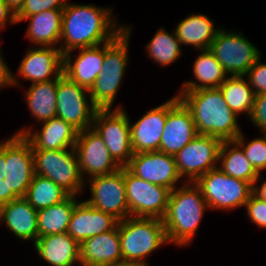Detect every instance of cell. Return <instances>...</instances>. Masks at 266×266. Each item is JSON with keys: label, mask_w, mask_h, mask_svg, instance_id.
Listing matches in <instances>:
<instances>
[{"label": "cell", "mask_w": 266, "mask_h": 266, "mask_svg": "<svg viewBox=\"0 0 266 266\" xmlns=\"http://www.w3.org/2000/svg\"><path fill=\"white\" fill-rule=\"evenodd\" d=\"M112 10L95 5L66 4L62 14L61 38L63 54L79 48L101 45L113 40L124 26L112 18Z\"/></svg>", "instance_id": "obj_1"}, {"label": "cell", "mask_w": 266, "mask_h": 266, "mask_svg": "<svg viewBox=\"0 0 266 266\" xmlns=\"http://www.w3.org/2000/svg\"><path fill=\"white\" fill-rule=\"evenodd\" d=\"M177 95L191 112L197 134L232 141L242 133L238 117L228 107L220 88L180 91Z\"/></svg>", "instance_id": "obj_2"}, {"label": "cell", "mask_w": 266, "mask_h": 266, "mask_svg": "<svg viewBox=\"0 0 266 266\" xmlns=\"http://www.w3.org/2000/svg\"><path fill=\"white\" fill-rule=\"evenodd\" d=\"M209 208L195 182H185L170 192L163 223L169 243L187 246L193 240L204 212Z\"/></svg>", "instance_id": "obj_3"}, {"label": "cell", "mask_w": 266, "mask_h": 266, "mask_svg": "<svg viewBox=\"0 0 266 266\" xmlns=\"http://www.w3.org/2000/svg\"><path fill=\"white\" fill-rule=\"evenodd\" d=\"M35 175L32 146L22 135L0 143V207L25 197Z\"/></svg>", "instance_id": "obj_4"}, {"label": "cell", "mask_w": 266, "mask_h": 266, "mask_svg": "<svg viewBox=\"0 0 266 266\" xmlns=\"http://www.w3.org/2000/svg\"><path fill=\"white\" fill-rule=\"evenodd\" d=\"M130 26H124L113 40L105 43V56L101 72L89 90L90 98L98 109H111L124 78L128 63Z\"/></svg>", "instance_id": "obj_5"}, {"label": "cell", "mask_w": 266, "mask_h": 266, "mask_svg": "<svg viewBox=\"0 0 266 266\" xmlns=\"http://www.w3.org/2000/svg\"><path fill=\"white\" fill-rule=\"evenodd\" d=\"M123 262H147L146 257L169 243L162 219L127 217L118 222Z\"/></svg>", "instance_id": "obj_6"}, {"label": "cell", "mask_w": 266, "mask_h": 266, "mask_svg": "<svg viewBox=\"0 0 266 266\" xmlns=\"http://www.w3.org/2000/svg\"><path fill=\"white\" fill-rule=\"evenodd\" d=\"M32 153L35 174L49 178L69 195L76 196L83 191L86 182L74 148L32 150Z\"/></svg>", "instance_id": "obj_7"}, {"label": "cell", "mask_w": 266, "mask_h": 266, "mask_svg": "<svg viewBox=\"0 0 266 266\" xmlns=\"http://www.w3.org/2000/svg\"><path fill=\"white\" fill-rule=\"evenodd\" d=\"M195 184L212 210L229 211L245 206L253 193V186L249 182L228 176L218 167L200 176Z\"/></svg>", "instance_id": "obj_8"}, {"label": "cell", "mask_w": 266, "mask_h": 266, "mask_svg": "<svg viewBox=\"0 0 266 266\" xmlns=\"http://www.w3.org/2000/svg\"><path fill=\"white\" fill-rule=\"evenodd\" d=\"M129 117L123 107L98 109L92 128L102 138L110 155L125 167L133 156Z\"/></svg>", "instance_id": "obj_9"}, {"label": "cell", "mask_w": 266, "mask_h": 266, "mask_svg": "<svg viewBox=\"0 0 266 266\" xmlns=\"http://www.w3.org/2000/svg\"><path fill=\"white\" fill-rule=\"evenodd\" d=\"M209 50L222 65L228 76H245L260 58L261 52L240 33L217 32Z\"/></svg>", "instance_id": "obj_10"}, {"label": "cell", "mask_w": 266, "mask_h": 266, "mask_svg": "<svg viewBox=\"0 0 266 266\" xmlns=\"http://www.w3.org/2000/svg\"><path fill=\"white\" fill-rule=\"evenodd\" d=\"M124 182L130 216L163 219L171 190L152 184L124 167Z\"/></svg>", "instance_id": "obj_11"}, {"label": "cell", "mask_w": 266, "mask_h": 266, "mask_svg": "<svg viewBox=\"0 0 266 266\" xmlns=\"http://www.w3.org/2000/svg\"><path fill=\"white\" fill-rule=\"evenodd\" d=\"M89 90L72 82L65 75L57 79L56 116L71 124L79 132L92 128L98 108L93 104Z\"/></svg>", "instance_id": "obj_12"}, {"label": "cell", "mask_w": 266, "mask_h": 266, "mask_svg": "<svg viewBox=\"0 0 266 266\" xmlns=\"http://www.w3.org/2000/svg\"><path fill=\"white\" fill-rule=\"evenodd\" d=\"M222 142L217 137L198 134L174 156L179 176H186L187 182H195L206 172L218 167Z\"/></svg>", "instance_id": "obj_13"}, {"label": "cell", "mask_w": 266, "mask_h": 266, "mask_svg": "<svg viewBox=\"0 0 266 266\" xmlns=\"http://www.w3.org/2000/svg\"><path fill=\"white\" fill-rule=\"evenodd\" d=\"M89 181L91 198L85 200L88 205L112 215L118 221L130 217L124 167L111 174L91 177Z\"/></svg>", "instance_id": "obj_14"}, {"label": "cell", "mask_w": 266, "mask_h": 266, "mask_svg": "<svg viewBox=\"0 0 266 266\" xmlns=\"http://www.w3.org/2000/svg\"><path fill=\"white\" fill-rule=\"evenodd\" d=\"M74 149L83 178L85 174H89L91 178L111 174L122 168L110 155L104 141L93 128L78 133Z\"/></svg>", "instance_id": "obj_15"}, {"label": "cell", "mask_w": 266, "mask_h": 266, "mask_svg": "<svg viewBox=\"0 0 266 266\" xmlns=\"http://www.w3.org/2000/svg\"><path fill=\"white\" fill-rule=\"evenodd\" d=\"M125 167L135 176L171 191L181 179L174 156L161 151L133 153Z\"/></svg>", "instance_id": "obj_16"}, {"label": "cell", "mask_w": 266, "mask_h": 266, "mask_svg": "<svg viewBox=\"0 0 266 266\" xmlns=\"http://www.w3.org/2000/svg\"><path fill=\"white\" fill-rule=\"evenodd\" d=\"M178 95L165 103L147 111L138 121L131 124V144L133 153L159 151L167 113L179 102Z\"/></svg>", "instance_id": "obj_17"}, {"label": "cell", "mask_w": 266, "mask_h": 266, "mask_svg": "<svg viewBox=\"0 0 266 266\" xmlns=\"http://www.w3.org/2000/svg\"><path fill=\"white\" fill-rule=\"evenodd\" d=\"M17 73L32 83L58 79L63 74V53L58 47L30 48Z\"/></svg>", "instance_id": "obj_18"}, {"label": "cell", "mask_w": 266, "mask_h": 266, "mask_svg": "<svg viewBox=\"0 0 266 266\" xmlns=\"http://www.w3.org/2000/svg\"><path fill=\"white\" fill-rule=\"evenodd\" d=\"M40 131L22 128L15 134L24 136L32 150H60L74 148L79 131L59 117L42 122Z\"/></svg>", "instance_id": "obj_19"}, {"label": "cell", "mask_w": 266, "mask_h": 266, "mask_svg": "<svg viewBox=\"0 0 266 266\" xmlns=\"http://www.w3.org/2000/svg\"><path fill=\"white\" fill-rule=\"evenodd\" d=\"M191 112L179 101L168 113L159 151L175 156L197 136Z\"/></svg>", "instance_id": "obj_20"}, {"label": "cell", "mask_w": 266, "mask_h": 266, "mask_svg": "<svg viewBox=\"0 0 266 266\" xmlns=\"http://www.w3.org/2000/svg\"><path fill=\"white\" fill-rule=\"evenodd\" d=\"M104 56L105 43L79 48V55L75 60H72V51L67 52L63 54V75L90 90L102 70Z\"/></svg>", "instance_id": "obj_21"}, {"label": "cell", "mask_w": 266, "mask_h": 266, "mask_svg": "<svg viewBox=\"0 0 266 266\" xmlns=\"http://www.w3.org/2000/svg\"><path fill=\"white\" fill-rule=\"evenodd\" d=\"M80 266H118L123 262L118 225L79 244Z\"/></svg>", "instance_id": "obj_22"}, {"label": "cell", "mask_w": 266, "mask_h": 266, "mask_svg": "<svg viewBox=\"0 0 266 266\" xmlns=\"http://www.w3.org/2000/svg\"><path fill=\"white\" fill-rule=\"evenodd\" d=\"M118 222L112 215L82 201L74 207L67 233L80 244L87 238L113 230Z\"/></svg>", "instance_id": "obj_23"}, {"label": "cell", "mask_w": 266, "mask_h": 266, "mask_svg": "<svg viewBox=\"0 0 266 266\" xmlns=\"http://www.w3.org/2000/svg\"><path fill=\"white\" fill-rule=\"evenodd\" d=\"M21 240L38 239L37 210L24 197H19L0 207V221Z\"/></svg>", "instance_id": "obj_24"}, {"label": "cell", "mask_w": 266, "mask_h": 266, "mask_svg": "<svg viewBox=\"0 0 266 266\" xmlns=\"http://www.w3.org/2000/svg\"><path fill=\"white\" fill-rule=\"evenodd\" d=\"M34 247L39 257L52 266L80 264L79 243L67 232L38 237Z\"/></svg>", "instance_id": "obj_25"}, {"label": "cell", "mask_w": 266, "mask_h": 266, "mask_svg": "<svg viewBox=\"0 0 266 266\" xmlns=\"http://www.w3.org/2000/svg\"><path fill=\"white\" fill-rule=\"evenodd\" d=\"M63 10H46L30 16L23 20H29L26 37L35 45L59 48L61 40ZM55 45V46H54Z\"/></svg>", "instance_id": "obj_26"}, {"label": "cell", "mask_w": 266, "mask_h": 266, "mask_svg": "<svg viewBox=\"0 0 266 266\" xmlns=\"http://www.w3.org/2000/svg\"><path fill=\"white\" fill-rule=\"evenodd\" d=\"M219 30L207 15L195 14L182 20L176 26L175 34L181 44L192 45L200 51L210 48Z\"/></svg>", "instance_id": "obj_27"}, {"label": "cell", "mask_w": 266, "mask_h": 266, "mask_svg": "<svg viewBox=\"0 0 266 266\" xmlns=\"http://www.w3.org/2000/svg\"><path fill=\"white\" fill-rule=\"evenodd\" d=\"M232 145V147H230ZM219 162L221 169L226 175L242 179L252 186L258 183V173L247 159L242 147L235 141H223L219 151Z\"/></svg>", "instance_id": "obj_28"}, {"label": "cell", "mask_w": 266, "mask_h": 266, "mask_svg": "<svg viewBox=\"0 0 266 266\" xmlns=\"http://www.w3.org/2000/svg\"><path fill=\"white\" fill-rule=\"evenodd\" d=\"M24 99L38 122L42 123L56 117L57 79L32 83Z\"/></svg>", "instance_id": "obj_29"}, {"label": "cell", "mask_w": 266, "mask_h": 266, "mask_svg": "<svg viewBox=\"0 0 266 266\" xmlns=\"http://www.w3.org/2000/svg\"><path fill=\"white\" fill-rule=\"evenodd\" d=\"M193 73L195 81L185 82L181 91H195L203 88H219V86L227 78L220 62L214 54L209 50H200V55L193 64ZM201 82V83H200Z\"/></svg>", "instance_id": "obj_30"}, {"label": "cell", "mask_w": 266, "mask_h": 266, "mask_svg": "<svg viewBox=\"0 0 266 266\" xmlns=\"http://www.w3.org/2000/svg\"><path fill=\"white\" fill-rule=\"evenodd\" d=\"M78 202L76 196L69 195L60 203L38 210V237L66 233Z\"/></svg>", "instance_id": "obj_31"}, {"label": "cell", "mask_w": 266, "mask_h": 266, "mask_svg": "<svg viewBox=\"0 0 266 266\" xmlns=\"http://www.w3.org/2000/svg\"><path fill=\"white\" fill-rule=\"evenodd\" d=\"M245 76H229L219 86L228 107L238 116L246 113L248 117L253 110L255 94Z\"/></svg>", "instance_id": "obj_32"}, {"label": "cell", "mask_w": 266, "mask_h": 266, "mask_svg": "<svg viewBox=\"0 0 266 266\" xmlns=\"http://www.w3.org/2000/svg\"><path fill=\"white\" fill-rule=\"evenodd\" d=\"M68 196L69 194L52 180L35 174L24 198L38 211L60 203Z\"/></svg>", "instance_id": "obj_33"}, {"label": "cell", "mask_w": 266, "mask_h": 266, "mask_svg": "<svg viewBox=\"0 0 266 266\" xmlns=\"http://www.w3.org/2000/svg\"><path fill=\"white\" fill-rule=\"evenodd\" d=\"M181 42L176 34L168 33L164 28L156 31L149 44L146 45L149 56L160 65L174 63L181 54Z\"/></svg>", "instance_id": "obj_34"}, {"label": "cell", "mask_w": 266, "mask_h": 266, "mask_svg": "<svg viewBox=\"0 0 266 266\" xmlns=\"http://www.w3.org/2000/svg\"><path fill=\"white\" fill-rule=\"evenodd\" d=\"M262 138L251 140L247 145L241 133L235 141L242 147L247 159L253 165L255 170L260 173L266 169V133Z\"/></svg>", "instance_id": "obj_35"}, {"label": "cell", "mask_w": 266, "mask_h": 266, "mask_svg": "<svg viewBox=\"0 0 266 266\" xmlns=\"http://www.w3.org/2000/svg\"><path fill=\"white\" fill-rule=\"evenodd\" d=\"M66 0H26L22 9L16 14V22H22L26 16L46 10H63Z\"/></svg>", "instance_id": "obj_36"}, {"label": "cell", "mask_w": 266, "mask_h": 266, "mask_svg": "<svg viewBox=\"0 0 266 266\" xmlns=\"http://www.w3.org/2000/svg\"><path fill=\"white\" fill-rule=\"evenodd\" d=\"M248 82L255 95L266 93V64L261 63L259 58L248 70Z\"/></svg>", "instance_id": "obj_37"}, {"label": "cell", "mask_w": 266, "mask_h": 266, "mask_svg": "<svg viewBox=\"0 0 266 266\" xmlns=\"http://www.w3.org/2000/svg\"><path fill=\"white\" fill-rule=\"evenodd\" d=\"M245 210L252 223L266 228V201L259 199L253 193L245 204Z\"/></svg>", "instance_id": "obj_38"}, {"label": "cell", "mask_w": 266, "mask_h": 266, "mask_svg": "<svg viewBox=\"0 0 266 266\" xmlns=\"http://www.w3.org/2000/svg\"><path fill=\"white\" fill-rule=\"evenodd\" d=\"M249 119L261 130L262 134L266 133V93L255 95Z\"/></svg>", "instance_id": "obj_39"}, {"label": "cell", "mask_w": 266, "mask_h": 266, "mask_svg": "<svg viewBox=\"0 0 266 266\" xmlns=\"http://www.w3.org/2000/svg\"><path fill=\"white\" fill-rule=\"evenodd\" d=\"M1 53L2 52H0V88L2 89L4 86H18L19 82H17V76L12 74L13 72L10 71L8 65H6Z\"/></svg>", "instance_id": "obj_40"}, {"label": "cell", "mask_w": 266, "mask_h": 266, "mask_svg": "<svg viewBox=\"0 0 266 266\" xmlns=\"http://www.w3.org/2000/svg\"><path fill=\"white\" fill-rule=\"evenodd\" d=\"M7 22L10 24H16V15L4 0H0V29L5 28Z\"/></svg>", "instance_id": "obj_41"}, {"label": "cell", "mask_w": 266, "mask_h": 266, "mask_svg": "<svg viewBox=\"0 0 266 266\" xmlns=\"http://www.w3.org/2000/svg\"><path fill=\"white\" fill-rule=\"evenodd\" d=\"M15 15L22 9L26 0H4Z\"/></svg>", "instance_id": "obj_42"}, {"label": "cell", "mask_w": 266, "mask_h": 266, "mask_svg": "<svg viewBox=\"0 0 266 266\" xmlns=\"http://www.w3.org/2000/svg\"><path fill=\"white\" fill-rule=\"evenodd\" d=\"M253 194L259 199L266 201V181L260 187L253 185Z\"/></svg>", "instance_id": "obj_43"}, {"label": "cell", "mask_w": 266, "mask_h": 266, "mask_svg": "<svg viewBox=\"0 0 266 266\" xmlns=\"http://www.w3.org/2000/svg\"><path fill=\"white\" fill-rule=\"evenodd\" d=\"M147 262H121L118 266H149Z\"/></svg>", "instance_id": "obj_44"}]
</instances>
